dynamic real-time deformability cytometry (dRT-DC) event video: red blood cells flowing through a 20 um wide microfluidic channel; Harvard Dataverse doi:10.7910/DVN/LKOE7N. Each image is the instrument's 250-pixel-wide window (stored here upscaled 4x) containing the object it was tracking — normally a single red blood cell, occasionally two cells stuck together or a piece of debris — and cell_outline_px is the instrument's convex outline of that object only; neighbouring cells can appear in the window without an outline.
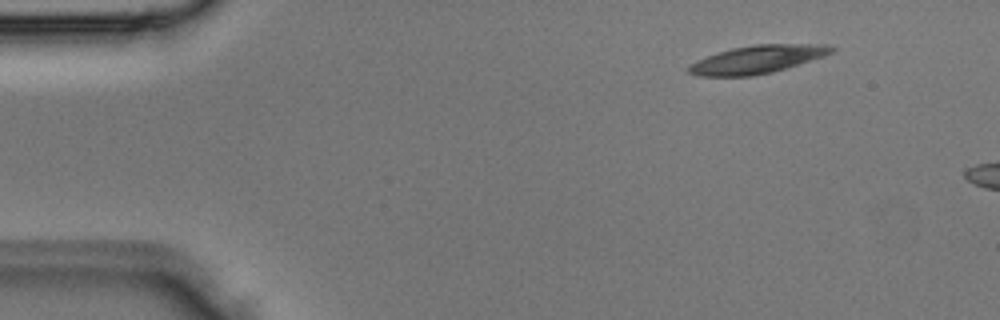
{"species": "Egyptian fruit bat (a non-hibernating species)", "species_latin": "Rousettus aegyptiacus", "temperature_condition": "room temperature", "stored_images_in_passage": 2, "camera_frame_rate_fps": 3000, "um_per_image_px": 0.085, "animal": {"sex": "male"}, "frame": {"image": 1, "passage_image": 1, "time_ms": 0.0, "image_size_px": [1000, 320], "cell_outline_px": [[836, 48], [832, 52], [824, 56], [772, 72], [752, 76], [700, 76], [688, 72], [688, 68], [696, 60], [732, 48], [756, 44], [828, 44]], "centroid_in_image_um": [64.4, 5.04], "position_along_channel_um": 20.6, "area_um2": 23.0}}